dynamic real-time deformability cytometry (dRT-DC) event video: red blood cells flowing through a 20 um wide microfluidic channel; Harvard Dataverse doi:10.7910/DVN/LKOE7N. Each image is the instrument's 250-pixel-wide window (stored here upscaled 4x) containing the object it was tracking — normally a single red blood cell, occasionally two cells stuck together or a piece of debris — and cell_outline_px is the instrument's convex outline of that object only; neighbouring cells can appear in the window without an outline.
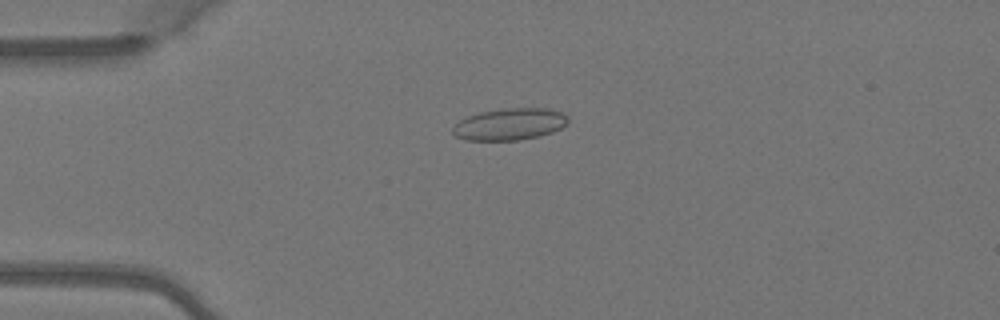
{"species": "Egyptian fruit bat (a non-hibernating species)", "species_latin": "Rousettus aegyptiacus", "temperature_condition": "warm", "stored_images_in_passage": 6, "camera_frame_rate_fps": 3000, "um_per_image_px": 0.085, "animal": {"sex": "female"}, "frame": {"image": 1, "passage_image": 3, "time_ms": 0.667, "image_size_px": [1000, 320], "cell_outline_px": [[568, 120], [560, 128], [552, 132], [540, 136], [520, 140], [464, 140], [456, 136], [452, 132], [452, 128], [460, 120], [468, 116], [480, 112], [500, 108], [548, 108], [560, 112], [568, 116]], "centroid_in_image_um": [43.31, 10.55], "position_along_channel_um": 41.7, "area_um2": 21.39}}
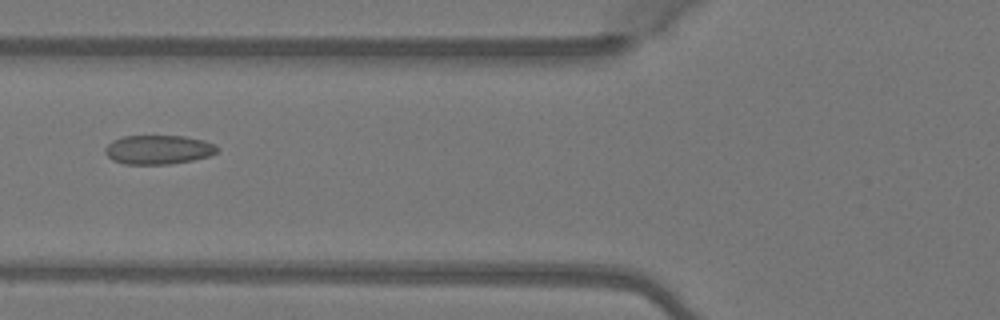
{"frame": {"image": 2, "passage_image": 5, "time_ms": 1.333, "image_size_px": [1000, 320], "cell_outline_px": [[220, 148], [216, 152], [208, 156], [192, 160], [168, 164], [124, 164], [112, 160], [104, 152], [104, 148], [112, 140], [124, 136], [184, 136], [204, 140]], "centroid_in_image_um": [13.42, 12.72], "position_along_channel_um": 112.4, "area_um2": 18.96}}
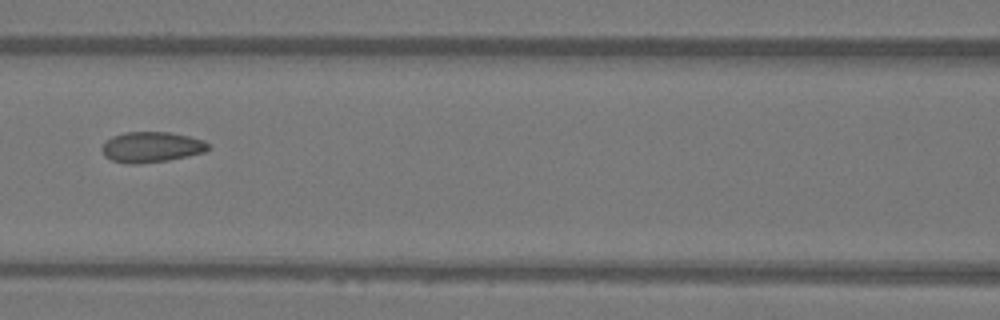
{"frame": {"image": 3, "passage_image": 6, "time_ms": 1.667, "image_size_px": [1000, 320], "cell_outline_px": [[208, 148], [204, 152], [188, 156], [168, 160], [136, 164], [128, 164], [112, 160], [104, 156], [100, 148], [112, 136], [124, 132], [168, 132], [188, 136], [204, 140], [208, 144]], "centroid_in_image_um": [12.84, 12.5], "position_along_channel_um": 153.8, "area_um2": 18.84}}